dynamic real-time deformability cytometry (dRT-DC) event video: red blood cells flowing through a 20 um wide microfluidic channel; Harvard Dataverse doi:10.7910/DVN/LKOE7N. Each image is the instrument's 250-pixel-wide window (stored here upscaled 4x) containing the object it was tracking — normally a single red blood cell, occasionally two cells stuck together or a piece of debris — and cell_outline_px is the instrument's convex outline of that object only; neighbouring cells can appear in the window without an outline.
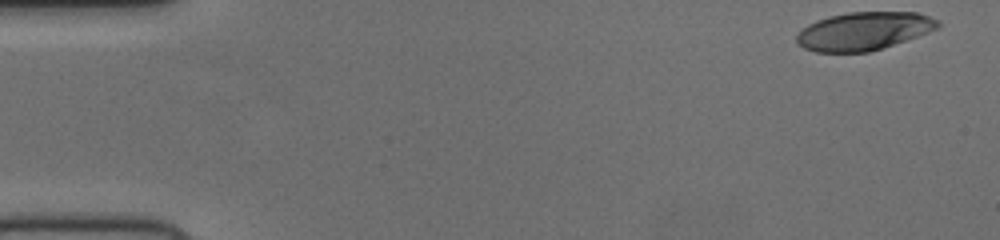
{"species": "human", "species_latin": "Homo sapiens", "temperature_condition": "cold", "stored_images_in_passage": 52, "camera_frame_rate_fps": 3000, "um_per_image_px": 0.085, "donor": {"sex": "female"}, "frame": {"image": 1, "passage_image": 1, "time_ms": 0.0, "image_size_px": [1000, 240], "cell_outline_px": [[940, 28], [868, 52], [816, 52], [804, 48], [796, 44], [796, 36], [808, 24], [816, 20], [828, 16], [848, 12], [916, 12], [940, 20]], "centroid_in_image_um": [73.4, 2.63], "position_along_channel_um": 11.6, "area_um2": 31.21}}
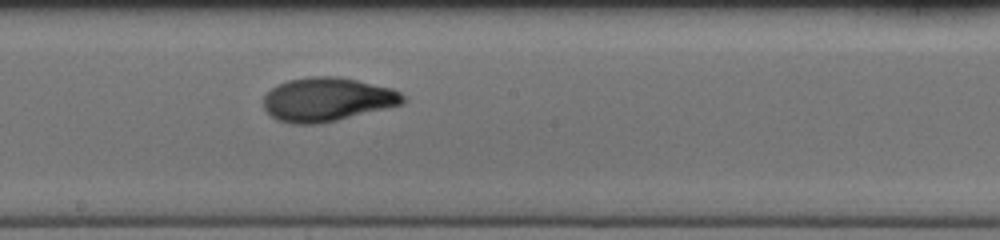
{"frame": {"image": 2, "passage_image": 28, "time_ms": 9.0, "image_size_px": [1000, 240], "cell_outline_px": [[408, 100], [404, 104], [320, 124], [292, 124], [276, 120], [264, 108], [264, 96], [276, 84], [288, 80], [308, 76], [336, 76], [356, 80], [392, 88], [400, 92]], "centroid_in_image_um": [27.82, 8.45], "position_along_channel_um": 220.4, "area_um2": 35.78}}
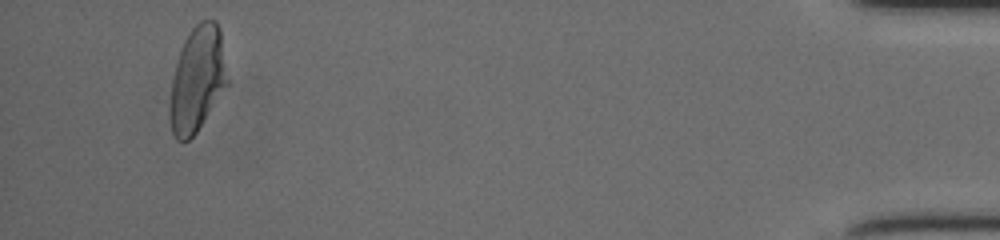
{"frame": {"image": 3, "passage_image": 49, "time_ms": 16.0, "image_size_px": [1000, 240], "cell_outline_px": [[228, 84], [196, 132], [188, 140], [176, 140], [172, 132], [168, 112], [172, 80], [176, 64], [184, 40], [192, 28], [200, 20], [216, 20], [220, 28], [228, 80]], "centroid_in_image_um": [16.76, 6.72], "position_along_channel_um": 418.4, "area_um2": 35.08}}